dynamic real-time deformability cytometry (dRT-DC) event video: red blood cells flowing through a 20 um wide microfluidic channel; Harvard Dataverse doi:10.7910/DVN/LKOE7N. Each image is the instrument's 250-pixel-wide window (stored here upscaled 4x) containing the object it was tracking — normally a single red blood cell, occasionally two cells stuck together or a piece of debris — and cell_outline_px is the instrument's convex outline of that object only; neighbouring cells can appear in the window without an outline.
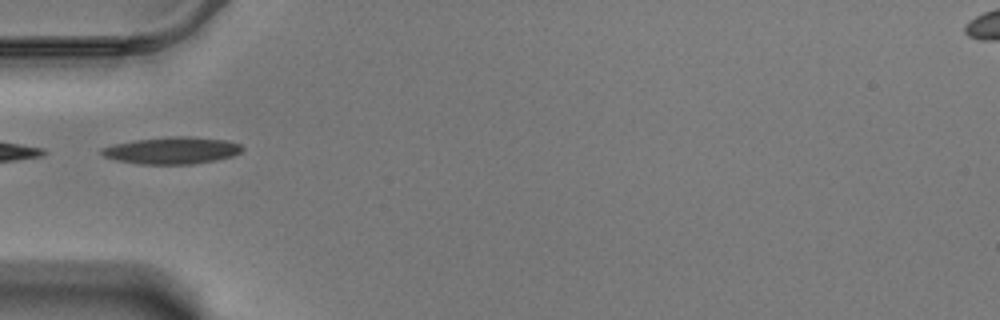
{"species": "Egyptian fruit bat (a non-hibernating species)", "species_latin": "Rousettus aegyptiacus", "temperature_condition": "warm", "stored_images_in_passage": 18, "camera_frame_rate_fps": 3000, "um_per_image_px": 0.085, "animal": {"sex": "male"}, "frame": {"image": 1, "passage_image": 1, "time_ms": 0.0, "image_size_px": [1000, 320], "cell_outline_px": [[244, 148], [240, 152], [232, 156], [216, 160], [192, 164], [140, 164], [116, 160], [104, 156], [100, 152], [100, 148], [112, 144], [132, 140], [164, 136], [192, 136], [224, 140], [240, 144]], "centroid_in_image_um": [14.58, 12.77], "position_along_channel_um": 70.4, "area_um2": 22.31}}
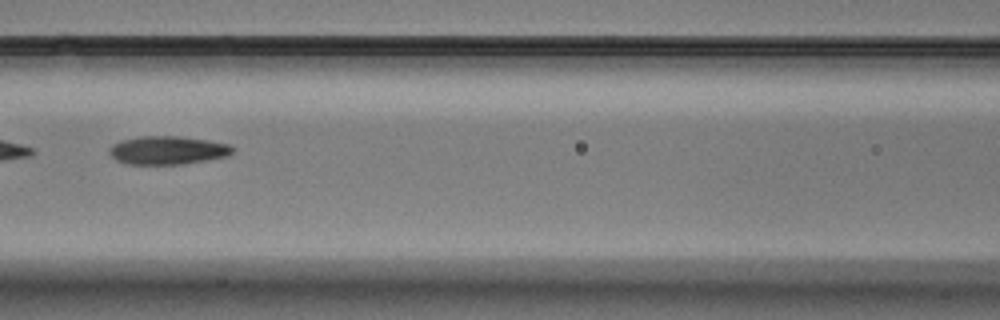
{"frame": {"image": 2, "passage_image": 8, "time_ms": 2.333, "image_size_px": [1000, 320], "cell_outline_px": [[232, 152], [228, 156], [184, 164], [124, 164], [116, 160], [108, 152], [112, 144], [124, 140], [140, 136], [176, 136], [208, 140], [228, 144], [232, 148]], "centroid_in_image_um": [14.22, 12.78], "position_along_channel_um": 152.4, "area_um2": 20.23}}
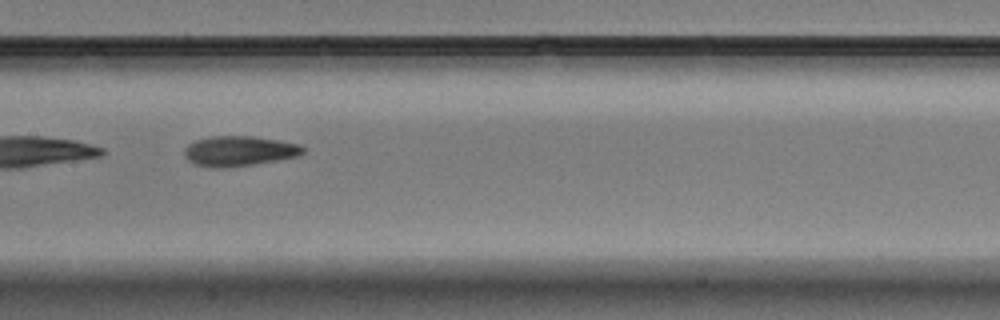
{"frame": {"image": 3, "passage_image": 11, "time_ms": 3.333, "image_size_px": [1000, 320], "cell_outline_px": [[304, 152], [296, 156], [276, 160], [252, 164], [216, 168], [196, 164], [188, 160], [184, 156], [184, 148], [188, 144], [196, 140], [212, 136], [252, 136], [280, 140], [296, 144], [304, 148]], "centroid_in_image_um": [20.28, 12.82], "position_along_channel_um": 187.1, "area_um2": 20.46}}